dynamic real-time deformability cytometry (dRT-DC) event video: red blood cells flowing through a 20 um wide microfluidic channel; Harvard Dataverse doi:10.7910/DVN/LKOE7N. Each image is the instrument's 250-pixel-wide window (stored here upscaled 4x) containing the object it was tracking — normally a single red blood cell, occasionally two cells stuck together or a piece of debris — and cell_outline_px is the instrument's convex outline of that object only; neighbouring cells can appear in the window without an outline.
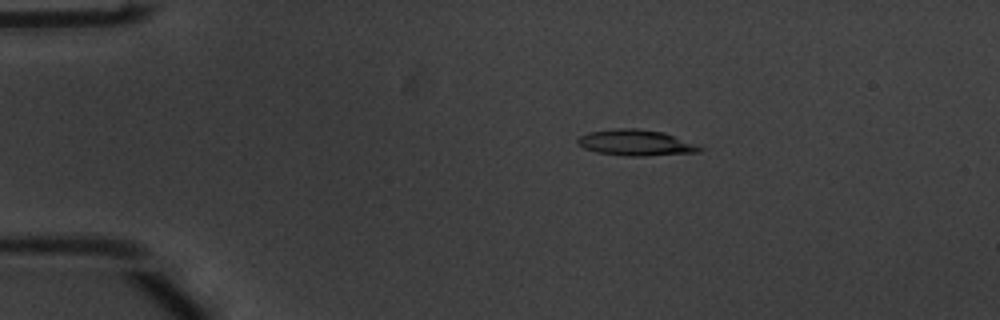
{"species": "common noctule bat (a hibernating species)", "species_latin": "Nyctalus noctula", "temperature_condition": "warm", "stored_images_in_passage": 44, "camera_frame_rate_fps": 3000, "um_per_image_px": 0.085, "animal": {"sex": "male", "body_mass_g": 20.1, "forearm_length_mm": 53.5}, "frame": {"image": 1, "passage_image": 1, "time_ms": 0.0, "image_size_px": [1000, 320], "cell_outline_px": [[704, 148], [700, 152], [644, 156], [624, 156], [596, 152], [584, 148], [576, 144], [576, 140], [580, 136], [588, 132], [616, 128], [636, 128], [664, 132]], "centroid_in_image_um": [53.99, 12.13], "position_along_channel_um": 31.0, "area_um2": 18.5}}
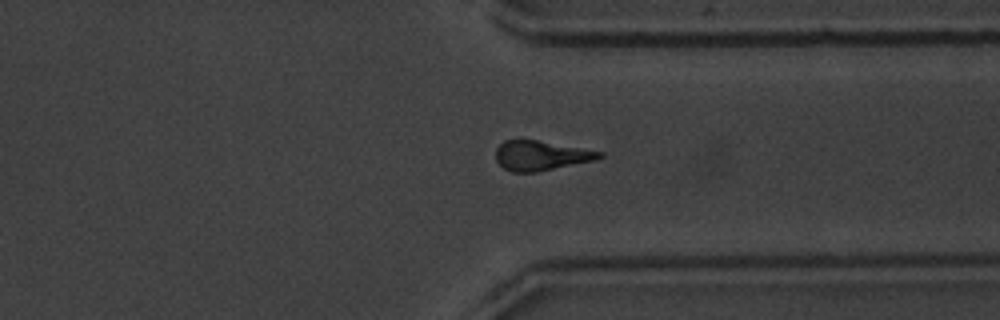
{"frame": {"image": 2, "passage_image": 32, "time_ms": 10.333, "image_size_px": [1000, 320], "cell_outline_px": [[604, 156], [596, 160], [536, 172], [512, 172], [504, 168], [496, 160], [496, 148], [504, 140], [520, 136], [604, 152]], "centroid_in_image_um": [45.96, 13.17], "position_along_channel_um": 365.4, "area_um2": 18.55}}
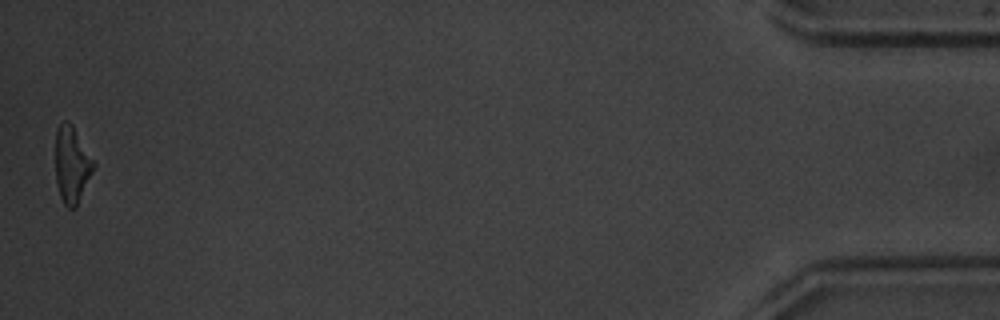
{"frame": {"image": 3, "passage_image": 44, "time_ms": 14.333, "image_size_px": [1000, 320], "cell_outline_px": [[96, 164], [76, 208], [68, 208], [64, 204], [60, 196], [56, 180], [56, 132], [60, 124], [64, 120], [68, 120], [72, 124]], "centroid_in_image_um": [6.11, 14.0], "position_along_channel_um": 429.1, "area_um2": 16.88}, "authors_computed_cell_mechanics": {"area_um2": 18.496, "velocity_mm_per_s": 3.7941, "shape_relaxation_time_tau1_ms": 5.8552, "shape_relaxation_time_tau2_ms": 4.7512, "deformation_change_tau1": 0.1941, "deformation_change_tau2": 0.1634}}